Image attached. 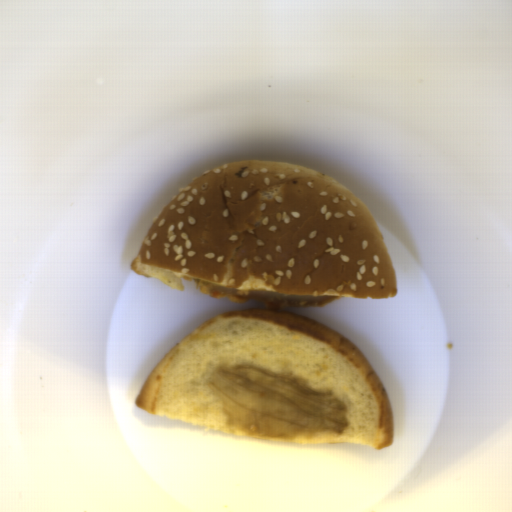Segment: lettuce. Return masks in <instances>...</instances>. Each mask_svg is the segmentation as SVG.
<instances>
[{
  "instance_id": "lettuce-1",
  "label": "lettuce",
  "mask_w": 512,
  "mask_h": 512,
  "mask_svg": "<svg viewBox=\"0 0 512 512\" xmlns=\"http://www.w3.org/2000/svg\"><path fill=\"white\" fill-rule=\"evenodd\" d=\"M206 383L221 398L230 429L252 438L294 442L321 431L342 434L348 428L346 405L338 396L277 371L219 364Z\"/></svg>"
}]
</instances>
